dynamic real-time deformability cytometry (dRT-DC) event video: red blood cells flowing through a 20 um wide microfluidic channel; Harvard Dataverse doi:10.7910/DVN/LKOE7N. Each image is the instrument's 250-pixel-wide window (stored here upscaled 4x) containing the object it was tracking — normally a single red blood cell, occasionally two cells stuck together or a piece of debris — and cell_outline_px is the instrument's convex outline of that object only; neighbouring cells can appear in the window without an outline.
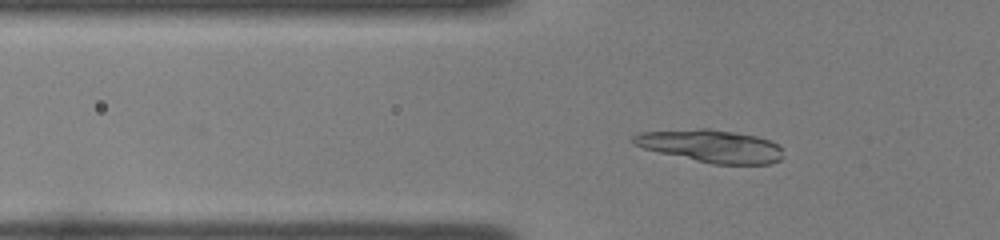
{"species": "common noctule bat (a hibernating species)", "species_latin": "Nyctalus noctula", "temperature_condition": "room temperature", "stored_images_in_passage": 47, "camera_frame_rate_fps": 3000, "um_per_image_px": 0.085, "animal": {"sex": "female", "body_mass_g": 22.0, "forearm_length_mm": 56.7}, "frame": {"image": 1, "passage_image": 14, "time_ms": 4.333, "image_size_px": [1000, 240], "cell_outline_px": [[780, 160], [772, 164], [712, 164], [660, 152], [644, 148], [632, 144], [632, 136], [640, 132], [700, 128], [708, 128], [756, 136], [768, 140], [776, 144], [780, 148]], "centroid_in_image_um": [60.4, 12.41], "position_along_channel_um": 65.4, "area_um2": 28.15}}
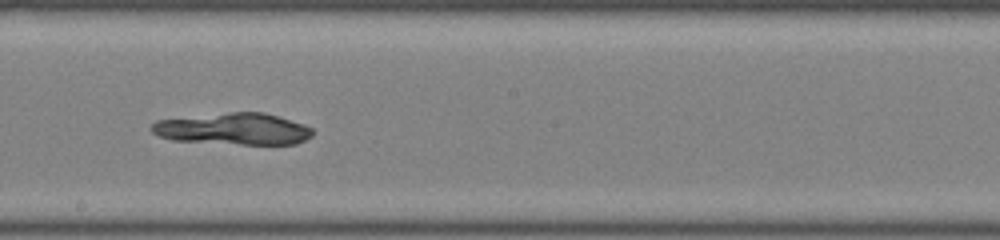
{"frame": {"image": 2, "passage_image": 27, "time_ms": 8.667, "image_size_px": [1000, 240], "cell_outline_px": [[312, 136], [296, 144], [240, 144], [172, 140], [160, 136], [152, 132], [148, 128], [156, 120], [232, 112], [264, 112], [304, 124], [312, 128]], "centroid_in_image_um": [19.84, 10.96], "position_along_channel_um": 228.4, "area_um2": 29.54}}
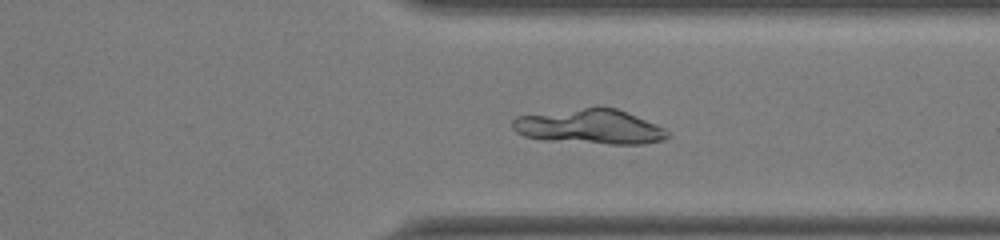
{"frame": {"image": 3, "passage_image": 37, "time_ms": 12.0, "image_size_px": [1000, 240], "cell_outline_px": [[668, 136], [664, 140], [644, 144], [608, 144], [540, 140], [524, 136], [516, 132], [512, 128], [512, 120], [516, 116], [584, 108], [616, 108], [656, 124], [664, 128], [668, 132]], "centroid_in_image_um": [50.11, 10.79], "position_along_channel_um": 361.3, "area_um2": 31.21}}